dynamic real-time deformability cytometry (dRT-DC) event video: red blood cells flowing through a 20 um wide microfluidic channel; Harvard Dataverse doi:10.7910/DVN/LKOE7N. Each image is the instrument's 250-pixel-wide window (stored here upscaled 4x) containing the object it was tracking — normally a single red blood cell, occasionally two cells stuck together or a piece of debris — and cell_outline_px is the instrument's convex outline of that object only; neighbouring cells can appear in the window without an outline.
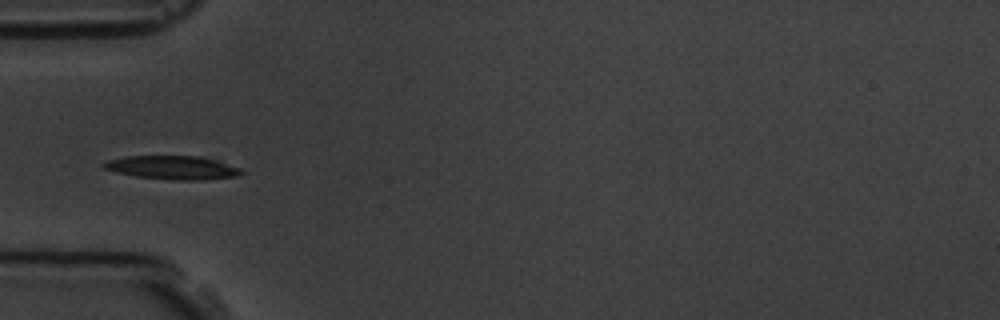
{"species": "common noctule bat (a hibernating species)", "species_latin": "Nyctalus noctula", "temperature_condition": "room temperature", "stored_images_in_passage": 9, "camera_frame_rate_fps": 3000, "um_per_image_px": 0.085, "animal": {"sex": "male", "body_mass_g": 19.5, "forearm_length_mm": 54.6}, "frame": {"image": 1, "passage_image": 6, "time_ms": 5.667, "image_size_px": [1000, 320], "cell_outline_px": [[244, 172], [236, 176], [200, 180], [180, 180], [136, 176], [116, 172], [104, 168], [100, 164], [108, 160], [124, 156], [204, 156], [240, 168]], "centroid_in_image_um": [14.65, 14.23], "position_along_channel_um": 70.3, "area_um2": 18.79}}
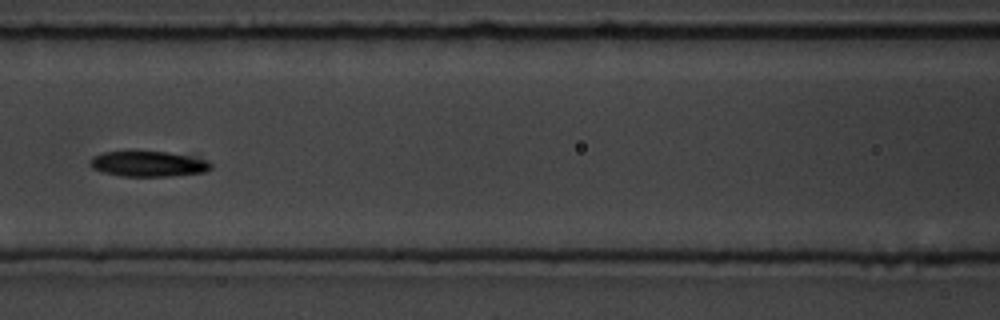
{"frame": {"image": 2, "passage_image": 8, "time_ms": 8.0, "image_size_px": [1000, 320], "cell_outline_px": [[212, 168], [204, 172], [168, 176], [124, 176], [100, 172], [92, 168], [88, 164], [88, 160], [92, 156], [104, 152], [168, 152], [196, 156], [208, 160], [212, 164]], "centroid_in_image_um": [12.6, 13.93], "position_along_channel_um": 154.0, "area_um2": 18.09}}
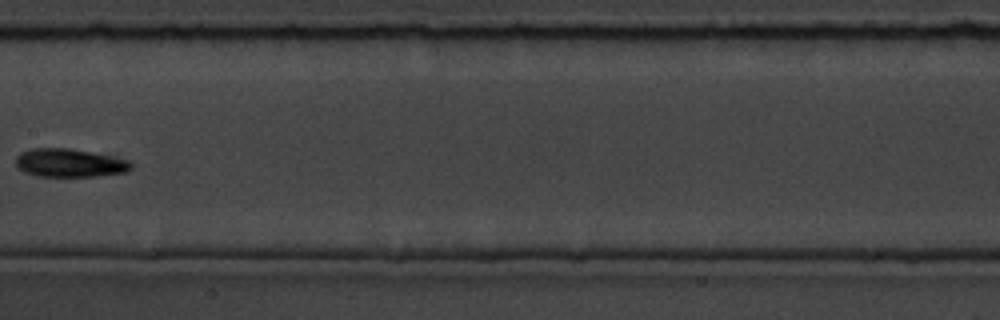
{"frame": {"image": 3, "passage_image": 9, "time_ms": 9.333, "image_size_px": [1000, 320], "cell_outline_px": [[132, 168], [128, 172], [96, 176], [36, 176], [24, 172], [16, 168], [16, 156], [20, 152], [32, 148], [68, 148], [116, 156], [128, 160], [132, 164]], "centroid_in_image_um": [5.91, 13.84], "position_along_channel_um": 201.5, "area_um2": 19.31}}